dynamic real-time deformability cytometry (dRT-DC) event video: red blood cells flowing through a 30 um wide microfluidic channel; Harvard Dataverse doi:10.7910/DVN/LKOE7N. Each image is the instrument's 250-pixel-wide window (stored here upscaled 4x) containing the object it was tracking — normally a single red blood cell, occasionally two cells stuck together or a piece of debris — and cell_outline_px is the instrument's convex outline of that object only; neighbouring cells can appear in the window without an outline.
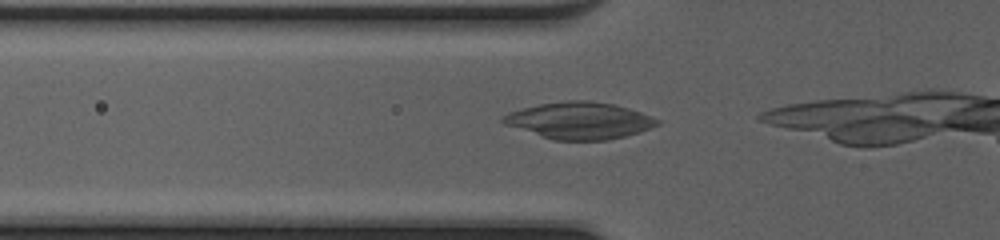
{"species": "common noctule bat (a hibernating species)", "species_latin": "Nyctalus noctula", "temperature_condition": "cold", "stored_images_in_passage": 6, "camera_frame_rate_fps": 3000, "um_per_image_px": 0.085, "animal": {"sex": "female", "body_mass_g": 20.0, "forearm_length_mm": 54.0}, "frame": {"image": 1, "passage_image": 2, "time_ms": 0.333, "image_size_px": [1000, 240], "cell_outline_px": [[660, 124], [640, 132], [608, 140], [552, 140], [504, 124], [500, 120], [500, 116], [508, 112], [540, 104], [568, 100], [588, 100], [612, 104], [628, 108], [640, 112], [660, 120]], "centroid_in_image_um": [49.23, 10.25], "position_along_channel_um": 76.6, "area_um2": 33.0}}
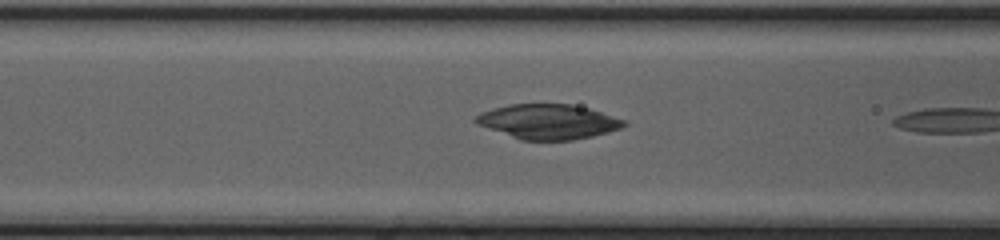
{"frame": {"image": 2, "passage_image": 5, "time_ms": 1.333, "image_size_px": [1000, 240], "cell_outline_px": [[628, 124], [624, 128], [592, 136], [572, 140], [520, 140], [476, 124], [472, 120], [480, 112], [492, 108], [508, 104], [572, 104], [588, 108], [628, 120]], "centroid_in_image_um": [46.6, 10.34], "position_along_channel_um": 120.0, "area_um2": 30.4}}